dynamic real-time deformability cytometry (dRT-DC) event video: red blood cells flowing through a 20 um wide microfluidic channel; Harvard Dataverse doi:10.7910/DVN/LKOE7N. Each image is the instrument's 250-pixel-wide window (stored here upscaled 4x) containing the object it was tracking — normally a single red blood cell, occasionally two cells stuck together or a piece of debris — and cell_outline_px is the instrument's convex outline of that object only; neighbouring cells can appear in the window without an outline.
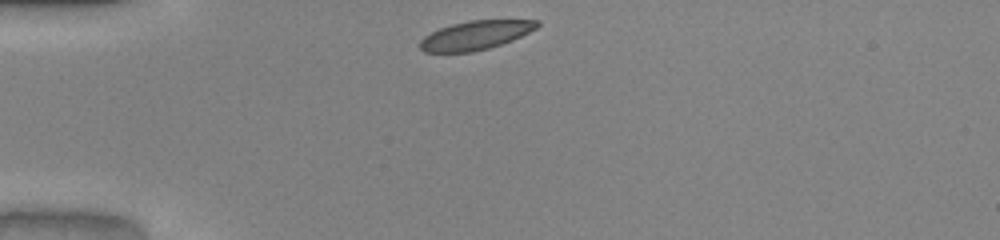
{"species": "common noctule bat (a hibernating species)", "species_latin": "Nyctalus noctula", "temperature_condition": "warm", "stored_images_in_passage": 30, "camera_frame_rate_fps": 3000, "um_per_image_px": 0.085, "animal": {"sex": "male", "body_mass_g": 20.0, "forearm_length_mm": 53.3}, "frame": {"image": 1, "passage_image": 1, "time_ms": 0.0, "image_size_px": [1000, 240], "cell_outline_px": [[540, 24], [536, 28], [512, 40], [488, 48], [472, 52], [424, 52], [420, 48], [420, 40], [424, 36], [440, 28], [452, 24], [468, 20], [540, 20]], "centroid_in_image_um": [40.4, 2.99], "position_along_channel_um": 44.6, "area_um2": 19.54}}
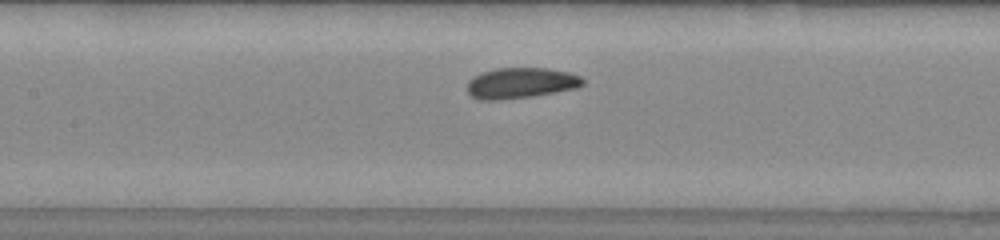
{"frame": {"image": 2, "passage_image": 12, "time_ms": 3.667, "image_size_px": [1000, 240], "cell_outline_px": [[584, 84], [576, 88], [556, 92], [532, 96], [500, 100], [480, 100], [472, 96], [464, 88], [468, 80], [472, 76], [480, 72], [496, 68], [548, 68], [568, 72], [580, 76], [584, 80]], "centroid_in_image_um": [44.21, 7.05], "position_along_channel_um": 163.2, "area_um2": 20.98}}
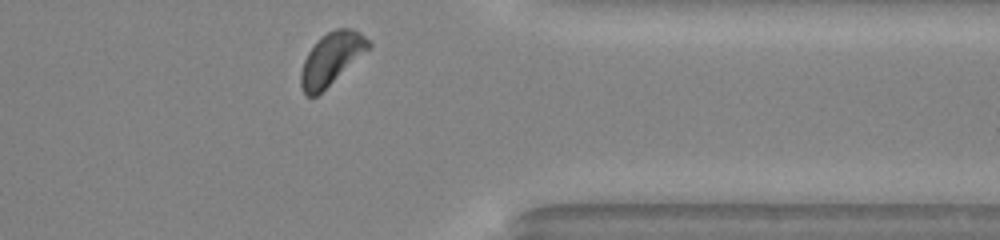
{"frame": {"image": 3, "passage_image": 29, "time_ms": 9.333, "image_size_px": [1000, 240], "cell_outline_px": [[372, 44], [368, 48], [316, 96], [308, 96], [304, 92], [300, 84], [300, 72], [304, 60], [308, 52], [316, 40], [320, 36], [336, 28], [352, 28], [360, 32]], "centroid_in_image_um": [28.12, 4.95], "position_along_channel_um": 383.3, "area_um2": 19.94}, "authors_computed_cell_mechanics": {"area_um2": 20.808, "velocity_mm_per_s": 4.0263, "shape_relaxation_time_tau1_ms": 1.9467, "shape_relaxation_time_tau2_ms": null, "deformation_change_tau1": 0.076, "deformation_change_tau2": null}}